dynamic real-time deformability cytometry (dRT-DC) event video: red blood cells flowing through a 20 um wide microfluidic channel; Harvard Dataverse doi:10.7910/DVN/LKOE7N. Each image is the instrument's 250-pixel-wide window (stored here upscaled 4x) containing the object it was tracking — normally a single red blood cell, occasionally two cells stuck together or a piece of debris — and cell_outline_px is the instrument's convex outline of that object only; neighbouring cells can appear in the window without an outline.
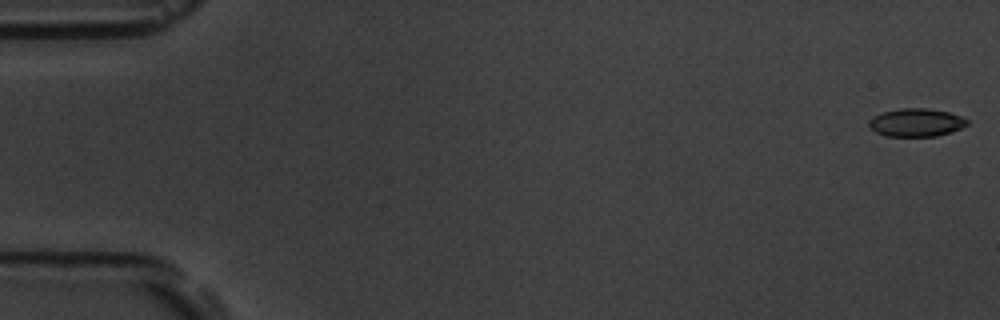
{"species": "common noctule bat (a hibernating species)", "species_latin": "Nyctalus noctula", "temperature_condition": "room temperature", "stored_images_in_passage": 15, "camera_frame_rate_fps": 3000, "um_per_image_px": 0.085, "animal": {"sex": "male", "body_mass_g": 19.5, "forearm_length_mm": 54.6}, "frame": {"image": 1, "passage_image": 1, "time_ms": 0.0, "image_size_px": [1000, 320], "cell_outline_px": [[968, 124], [952, 132], [936, 136], [888, 136], [876, 132], [868, 124], [868, 120], [884, 112], [900, 108], [924, 108], [948, 112], [960, 116], [968, 120]], "centroid_in_image_um": [77.89, 10.42], "position_along_channel_um": 7.1, "area_um2": 15.84}}
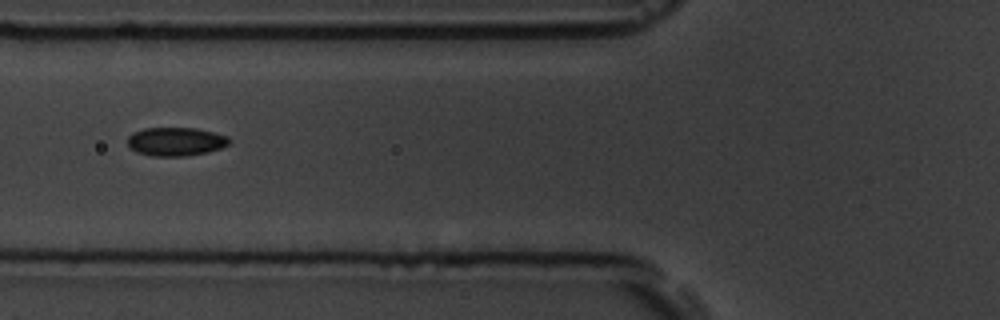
{"frame": {"image": 2, "passage_image": 6, "time_ms": 7.0, "image_size_px": [1000, 320], "cell_outline_px": [[232, 140], [228, 144], [220, 148], [208, 152], [188, 156], [152, 156], [136, 152], [128, 144], [128, 136], [132, 132], [144, 128], [196, 128], [228, 136]], "centroid_in_image_um": [14.94, 12.03], "position_along_channel_um": 110.9, "area_um2": 16.99}}
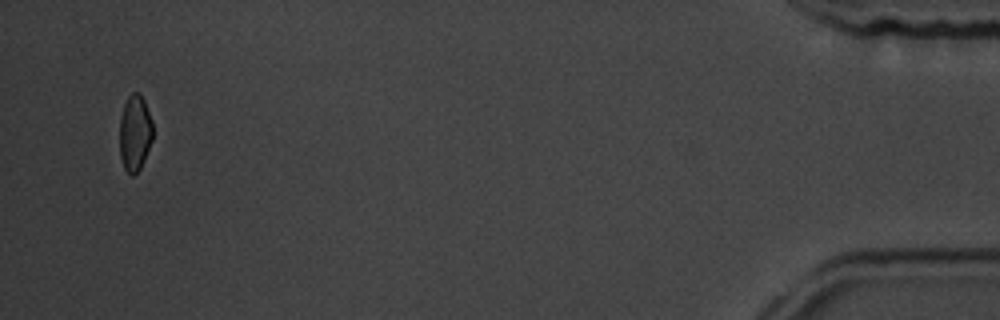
{"frame": {"image": 3, "passage_image": 15, "time_ms": 18.0, "image_size_px": [1000, 320], "cell_outline_px": [[152, 140], [144, 160], [140, 168], [132, 176], [124, 168], [120, 156], [120, 116], [124, 104], [128, 96], [132, 92], [140, 92], [144, 100], [152, 120]], "centroid_in_image_um": [11.46, 11.27], "position_along_channel_um": 423.7, "area_um2": 14.74}, "authors_computed_cell_mechanics": {"area_um2": 16.2418, "velocity_mm_per_s": 3.6206, "shape_relaxation_time_tau1_ms": 3.4119, "shape_relaxation_time_tau2_ms": null, "deformation_change_tau1": 0.0669, "deformation_change_tau2": null}}